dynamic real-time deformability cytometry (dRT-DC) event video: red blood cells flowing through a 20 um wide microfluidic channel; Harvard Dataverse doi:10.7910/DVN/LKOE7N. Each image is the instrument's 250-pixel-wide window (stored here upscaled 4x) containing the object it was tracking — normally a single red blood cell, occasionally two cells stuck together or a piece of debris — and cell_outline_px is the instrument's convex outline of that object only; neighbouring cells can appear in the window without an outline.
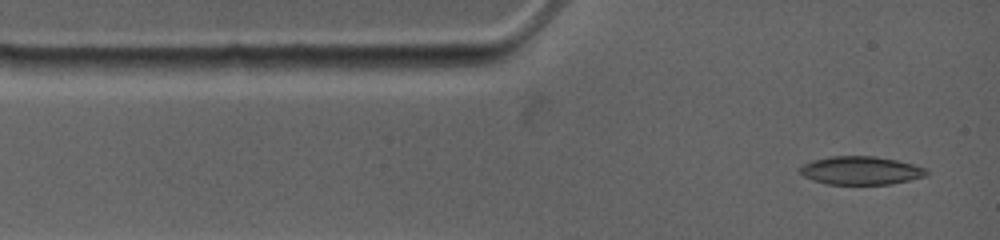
{"species": "common noctule bat (a hibernating species)", "species_latin": "Nyctalus noctula", "temperature_condition": "warm", "stored_images_in_passage": 27, "camera_frame_rate_fps": 4500, "um_per_image_px": 0.085, "animal": {"sex": "female", "body_mass_g": 19.0, "forearm_length_mm": 53.3}, "frame": {"image": 1, "passage_image": 1, "time_ms": 0.0, "image_size_px": [1000, 240], "cell_outline_px": [[928, 172], [924, 176], [892, 184], [828, 184], [812, 180], [804, 176], [800, 172], [800, 168], [804, 164], [812, 160], [832, 156], [872, 156], [896, 160], [928, 168]], "centroid_in_image_um": [73.17, 14.49], "position_along_channel_um": 11.8, "area_um2": 20.69}}
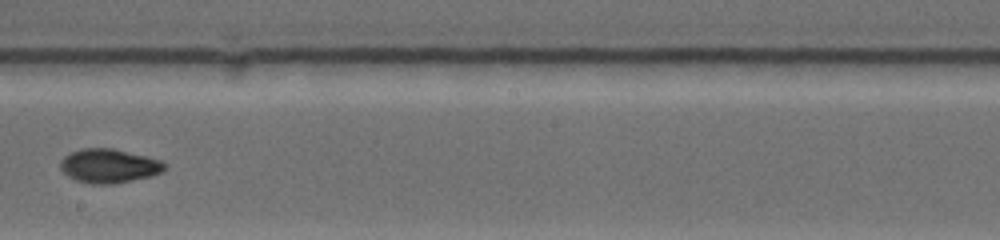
{"frame": {"image": 2, "passage_image": 12, "time_ms": 6.667, "image_size_px": [1000, 240], "cell_outline_px": [[168, 168], [164, 172], [152, 176], [112, 184], [92, 184], [76, 180], [68, 176], [60, 168], [60, 160], [68, 152], [80, 148], [112, 148], [160, 160], [168, 164]], "centroid_in_image_um": [9.27, 14.1], "position_along_channel_um": 238.9, "area_um2": 20.87}}
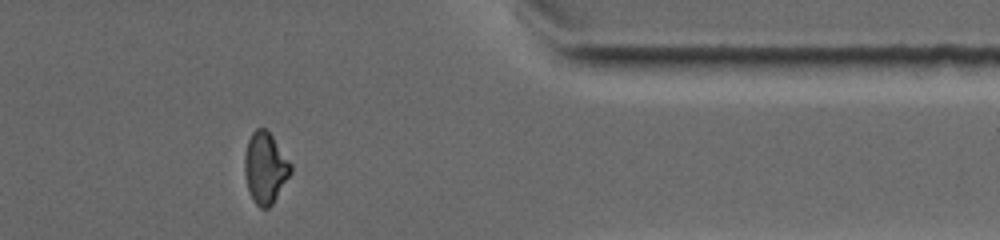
{"frame": {"image": 3, "passage_image": 23, "time_ms": 11.111, "image_size_px": [1000, 240], "cell_outline_px": [[292, 172], [272, 204], [268, 208], [260, 208], [256, 204], [248, 188], [244, 172], [244, 156], [248, 140], [252, 132], [256, 128], [264, 128], [272, 136], [292, 164]], "centroid_in_image_um": [22.55, 14.26], "position_along_channel_um": 388.9, "area_um2": 18.96}, "authors_computed_cell_mechanics": {"area_um2": 19.941, "velocity_mm_per_s": 3.8346, "shape_relaxation_time_tau1_ms": 9.6343, "shape_relaxation_time_tau2_ms": 2.7586, "deformation_change_tau1": 0.2564, "deformation_change_tau2": 0.031}}